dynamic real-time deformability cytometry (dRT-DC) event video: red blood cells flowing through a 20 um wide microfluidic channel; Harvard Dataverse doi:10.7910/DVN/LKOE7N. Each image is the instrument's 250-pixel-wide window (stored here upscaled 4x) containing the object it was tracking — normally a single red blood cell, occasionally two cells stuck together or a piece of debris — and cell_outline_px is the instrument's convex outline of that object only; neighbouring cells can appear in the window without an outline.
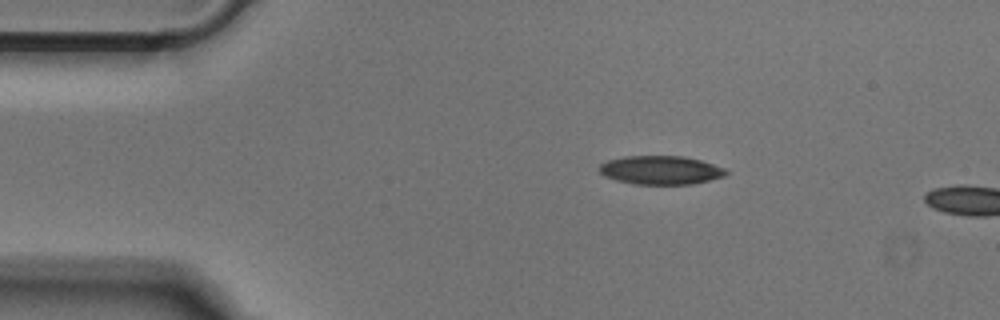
{"species": "Egyptian fruit bat (a non-hibernating species)", "species_latin": "Rousettus aegyptiacus", "temperature_condition": "cold", "stored_images_in_passage": 3, "camera_frame_rate_fps": 3000, "um_per_image_px": 0.085, "animal": {"sex": "male"}, "frame": {"image": 1, "passage_image": 1, "time_ms": 0.0, "image_size_px": [1000, 320], "cell_outline_px": [[728, 172], [724, 176], [692, 184], [636, 184], [616, 180], [604, 176], [600, 172], [600, 164], [608, 160], [624, 156], [684, 156], [700, 160], [724, 168]], "centroid_in_image_um": [56.14, 14.45], "position_along_channel_um": 28.9, "area_um2": 20.98}}